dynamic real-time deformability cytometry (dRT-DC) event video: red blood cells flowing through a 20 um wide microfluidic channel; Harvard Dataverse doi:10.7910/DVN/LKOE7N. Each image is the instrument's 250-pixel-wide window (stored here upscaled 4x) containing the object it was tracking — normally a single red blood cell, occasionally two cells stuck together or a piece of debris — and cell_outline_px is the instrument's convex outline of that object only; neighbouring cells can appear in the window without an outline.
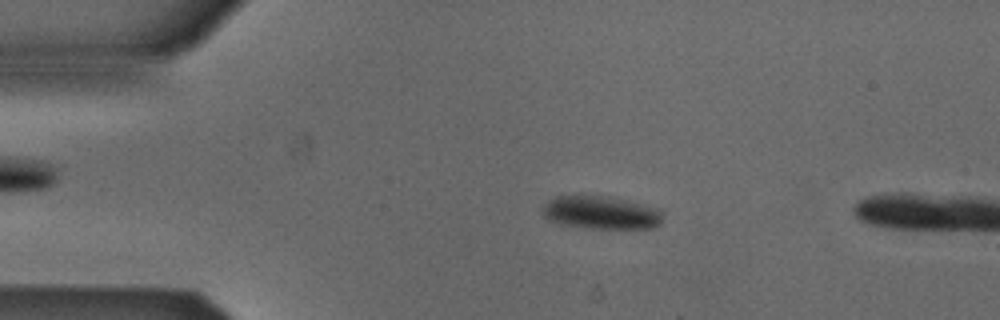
{"species": "Egyptian fruit bat (a non-hibernating species)", "species_latin": "Rousettus aegyptiacus", "temperature_condition": "cold", "stored_images_in_passage": 49, "camera_frame_rate_fps": 3000, "um_per_image_px": 0.085, "animal": {"sex": "male"}, "frame": {"image": 1, "passage_image": 10, "time_ms": 3.0, "image_size_px": [1000, 320], "cell_outline_px": [[660, 224], [652, 228], [588, 228], [560, 224], [548, 220], [544, 216], [540, 208], [548, 200], [556, 196], [608, 196], [660, 208]], "centroid_in_image_um": [51.03, 18.07], "position_along_channel_um": 34.0, "area_um2": 23.12}}
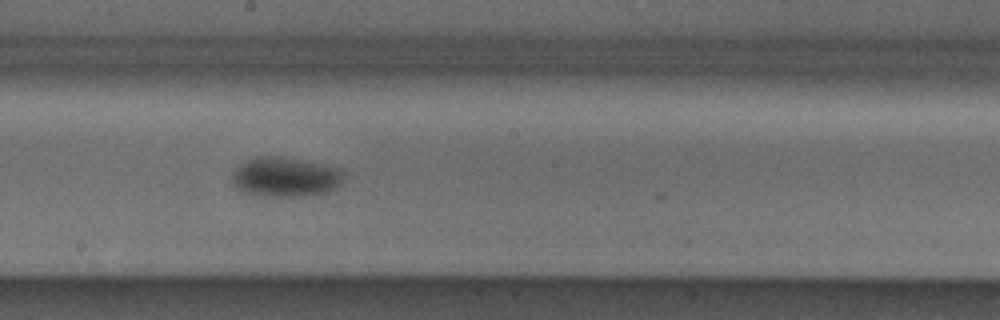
{"frame": {"image": 2, "passage_image": 28, "time_ms": 9.0, "image_size_px": [1000, 320], "cell_outline_px": [[344, 176], [340, 184], [336, 188], [328, 192], [296, 196], [260, 196], [240, 192], [232, 184], [232, 176], [236, 168], [248, 160], [256, 156], [280, 156], [340, 168], [344, 172]], "centroid_in_image_um": [24.23, 15.05], "position_along_channel_um": 224.0, "area_um2": 25.78}}
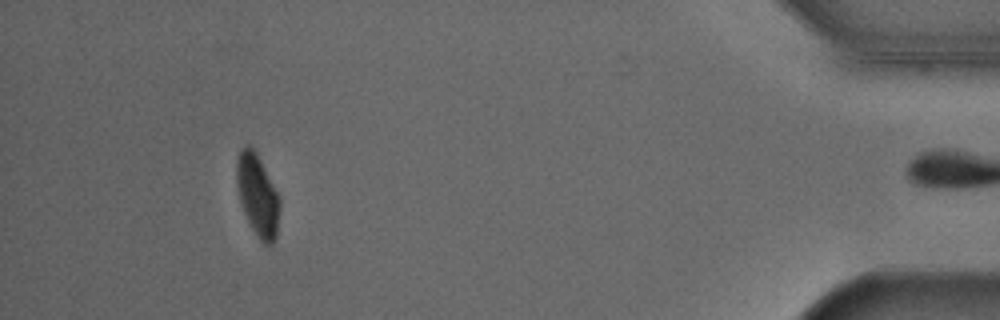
{"frame": {"image": 3, "passage_image": 48, "time_ms": 15.667, "image_size_px": [1000, 320], "cell_outline_px": [[280, 208], [276, 236], [272, 244], [264, 244], [256, 236], [244, 212], [240, 200], [236, 180], [236, 160], [240, 148], [244, 144], [248, 144], [256, 152], [280, 200]], "centroid_in_image_um": [21.87, 16.58], "position_along_channel_um": 413.3, "area_um2": 20.29}, "authors_computed_cell_mechanics": {"area_um2": 23.5246, "velocity_mm_per_s": 3.8453, "shape_relaxation_time_tau1_ms": 2.595, "shape_relaxation_time_tau2_ms": null, "deformation_change_tau1": 0.062, "deformation_change_tau2": null}}